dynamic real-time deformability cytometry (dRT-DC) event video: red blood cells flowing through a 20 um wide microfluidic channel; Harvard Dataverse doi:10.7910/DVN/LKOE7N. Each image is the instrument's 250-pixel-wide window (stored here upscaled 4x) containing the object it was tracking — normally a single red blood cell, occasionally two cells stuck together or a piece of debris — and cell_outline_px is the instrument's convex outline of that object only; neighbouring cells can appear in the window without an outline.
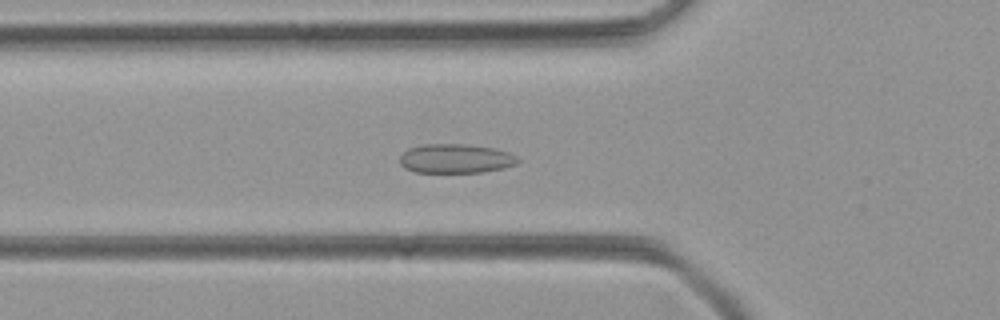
{"species": "common noctule bat (a hibernating species)", "species_latin": "Nyctalus noctula", "temperature_condition": "room temperature", "stored_images_in_passage": 52, "camera_frame_rate_fps": 3000, "um_per_image_px": 0.085, "animal": {"sex": "female", "body_mass_g": 21.9}, "frame": {"image": 1, "passage_image": 18, "time_ms": 5.667, "image_size_px": [1000, 320], "cell_outline_px": [[520, 160], [516, 164], [504, 168], [484, 172], [416, 172], [404, 168], [400, 164], [400, 156], [408, 148], [424, 144], [468, 144], [492, 148], [508, 152], [516, 156]], "centroid_in_image_um": [38.73, 13.48], "position_along_channel_um": 87.1, "area_um2": 20.11}}
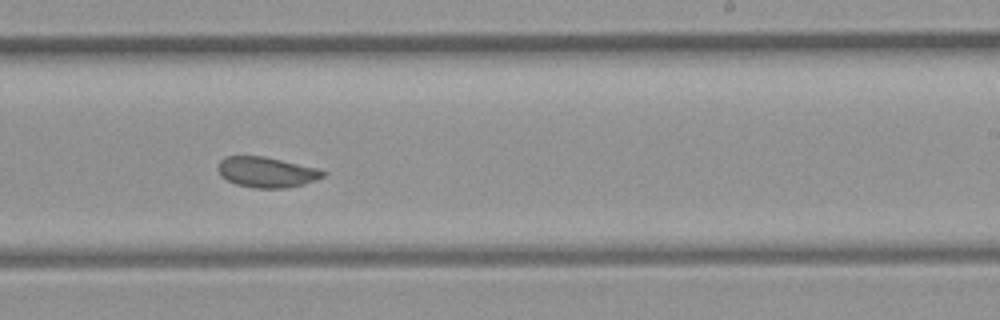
{"frame": {"image": 2, "passage_image": 31, "time_ms": 10.0, "image_size_px": [1000, 320], "cell_outline_px": [[328, 172], [324, 176], [316, 180], [304, 184], [284, 188], [256, 188], [236, 184], [220, 176], [216, 168], [220, 160], [224, 156], [264, 156], [316, 168]], "centroid_in_image_um": [22.63, 14.63], "position_along_channel_um": 266.4, "area_um2": 18.67}}
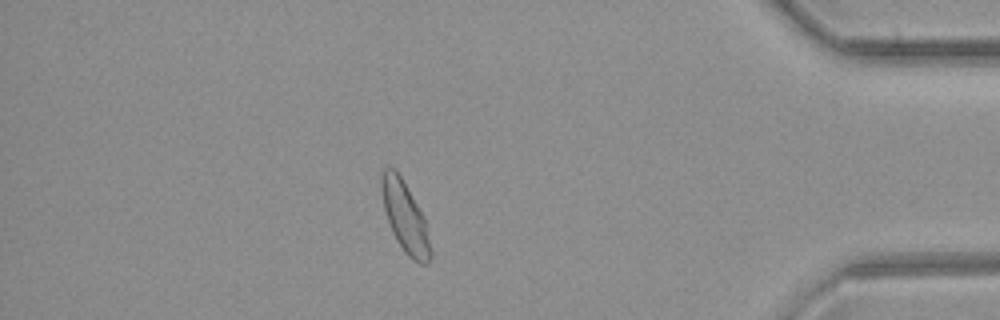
{"frame": {"image": 3, "passage_image": 44, "time_ms": 14.333, "image_size_px": [1000, 320], "cell_outline_px": [[432, 256], [428, 264], [420, 264], [412, 260], [404, 252], [396, 240], [392, 232], [384, 208], [380, 188], [380, 176], [384, 168], [396, 168], [424, 216], [432, 252]], "centroid_in_image_um": [34.43, 18.46], "position_along_channel_um": 400.8, "area_um2": 20.29}}